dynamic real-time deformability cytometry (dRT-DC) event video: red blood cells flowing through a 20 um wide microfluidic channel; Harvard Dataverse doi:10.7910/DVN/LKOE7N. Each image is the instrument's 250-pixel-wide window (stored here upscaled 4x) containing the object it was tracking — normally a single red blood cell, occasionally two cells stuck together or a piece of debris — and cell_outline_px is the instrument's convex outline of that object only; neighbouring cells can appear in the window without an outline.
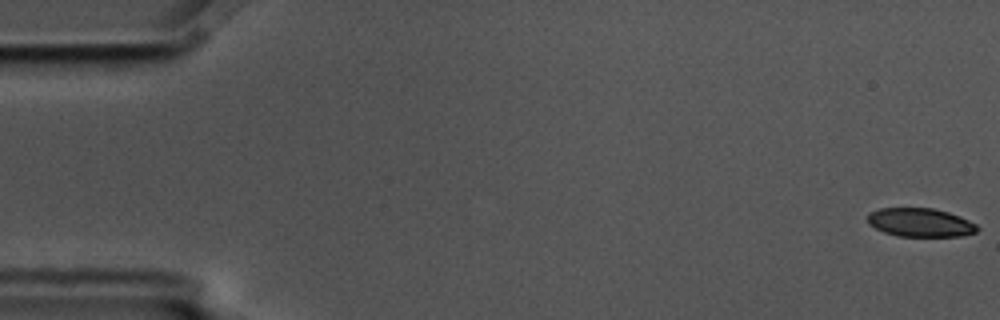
{"species": "common noctule bat (a hibernating species)", "species_latin": "Nyctalus noctula", "temperature_condition": "cold", "stored_images_in_passage": 6, "segment_of_instrument_passage": [1, 2], "camera_frame_rate_fps": 3000, "um_per_image_px": 0.085, "animal": {"sex": "male", "body_mass_g": 17.5, "forearm_length_mm": 52.3}, "frame": {"image": 1, "passage_image": 1, "time_ms": 0.0, "image_size_px": [1000, 320], "cell_outline_px": [[980, 228], [976, 232], [960, 236], [896, 236], [884, 232], [868, 224], [868, 212], [880, 208], [932, 208], [948, 212], [960, 216], [976, 224]], "centroid_in_image_um": [78.22, 18.91], "position_along_channel_um": 6.8, "area_um2": 18.32}}
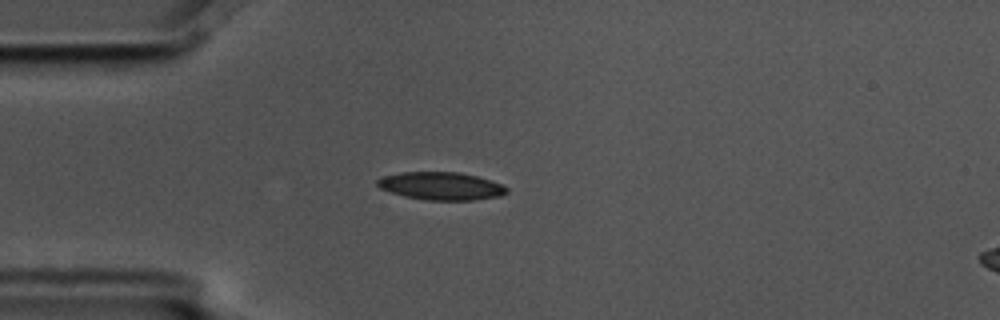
{"frame": {"image": 2, "passage_image": 5, "time_ms": 1.333, "image_size_px": [1000, 320], "cell_outline_px": [[508, 192], [500, 196], [472, 200], [424, 200], [404, 196], [380, 188], [376, 184], [376, 180], [384, 176], [400, 172], [460, 172], [476, 176], [504, 184], [508, 188]], "centroid_in_image_um": [37.51, 15.81], "position_along_channel_um": 47.5, "area_um2": 21.04}}